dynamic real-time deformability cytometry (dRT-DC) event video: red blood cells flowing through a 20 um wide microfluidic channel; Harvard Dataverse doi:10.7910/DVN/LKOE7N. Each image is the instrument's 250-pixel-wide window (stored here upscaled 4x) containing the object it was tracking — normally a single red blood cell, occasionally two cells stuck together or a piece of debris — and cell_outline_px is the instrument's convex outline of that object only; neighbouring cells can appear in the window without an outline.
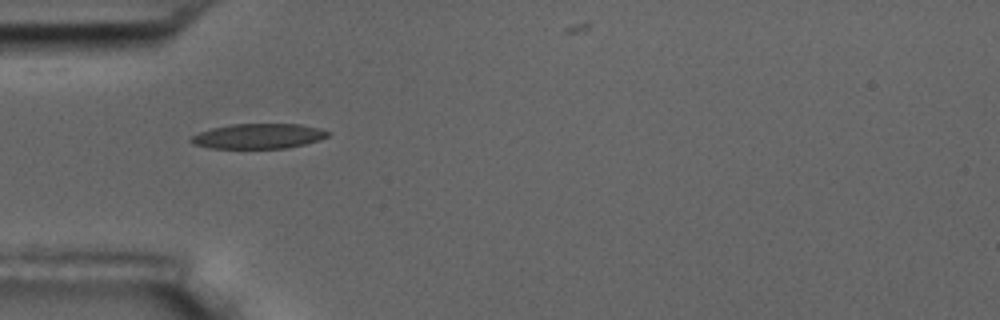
{"species": "common noctule bat (a hibernating species)", "species_latin": "Nyctalus noctula", "temperature_condition": "room temperature", "stored_images_in_passage": 1, "camera_frame_rate_fps": 3000, "um_per_image_px": 0.085, "animal": {"sex": "male", "body_mass_g": 17.5, "forearm_length_mm": 52.3}, "frame": {"image": 1, "passage_image": 1, "time_ms": 0.0, "image_size_px": [1000, 320], "cell_outline_px": [[332, 132], [328, 136], [320, 140], [288, 148], [208, 148], [192, 144], [188, 140], [192, 136], [200, 132], [212, 128], [232, 124], [300, 124], [320, 128]], "centroid_in_image_um": [21.98, 11.57], "position_along_channel_um": 63.0, "area_um2": 20.06}}